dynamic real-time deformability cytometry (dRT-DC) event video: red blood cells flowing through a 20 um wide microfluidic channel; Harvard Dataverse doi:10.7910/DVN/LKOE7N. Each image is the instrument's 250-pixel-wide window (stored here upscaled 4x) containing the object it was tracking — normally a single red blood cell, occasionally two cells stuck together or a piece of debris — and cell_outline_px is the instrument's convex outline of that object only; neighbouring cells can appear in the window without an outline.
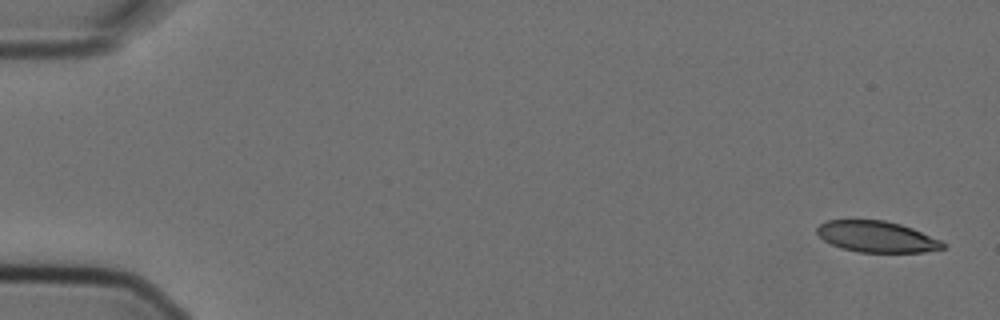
{"species": "Egyptian fruit bat (a non-hibernating species)", "species_latin": "Rousettus aegyptiacus", "temperature_condition": "cold", "stored_images_in_passage": 6, "camera_frame_rate_fps": 3000, "um_per_image_px": 0.085, "animal": {"sex": "female"}, "frame": {"image": 1, "passage_image": 1, "time_ms": 0.0, "image_size_px": [1000, 320], "cell_outline_px": [[944, 248], [924, 252], [856, 252], [840, 248], [824, 240], [816, 232], [816, 228], [824, 220], [884, 220], [900, 224], [912, 228], [940, 240], [944, 244]], "centroid_in_image_um": [74.48, 20.12], "position_along_channel_um": 10.5, "area_um2": 22.77}}
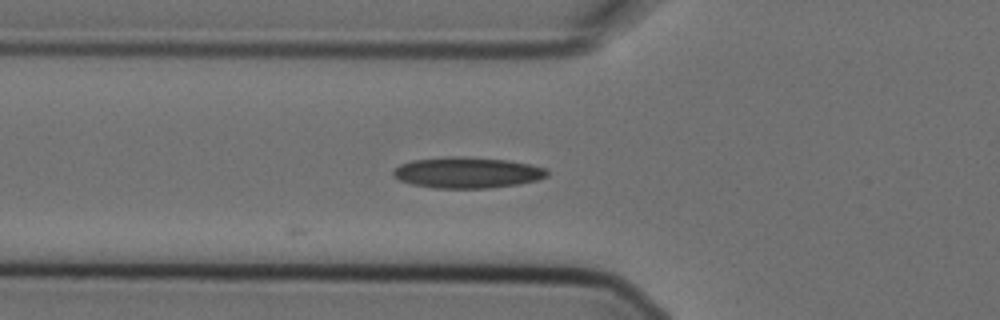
{"frame": {"image": 2, "passage_image": 6, "time_ms": 1.667, "image_size_px": [1000, 320], "cell_outline_px": [[548, 176], [536, 180], [520, 184], [488, 188], [432, 188], [412, 184], [400, 180], [392, 176], [392, 168], [400, 164], [412, 160], [448, 156], [464, 156], [508, 160], [532, 164], [548, 168]], "centroid_in_image_um": [39.71, 14.66], "position_along_channel_um": 86.1, "area_um2": 28.21}}